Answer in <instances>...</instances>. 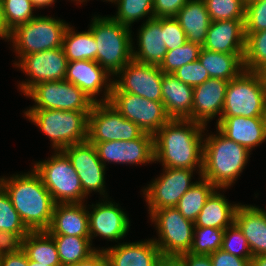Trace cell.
Returning <instances> with one entry per match:
<instances>
[{
  "instance_id": "6da1fadb",
  "label": "cell",
  "mask_w": 266,
  "mask_h": 266,
  "mask_svg": "<svg viewBox=\"0 0 266 266\" xmlns=\"http://www.w3.org/2000/svg\"><path fill=\"white\" fill-rule=\"evenodd\" d=\"M205 128L189 119H170L154 134V161L168 168L194 170L198 165L201 176Z\"/></svg>"
},
{
  "instance_id": "7a4b0ae2",
  "label": "cell",
  "mask_w": 266,
  "mask_h": 266,
  "mask_svg": "<svg viewBox=\"0 0 266 266\" xmlns=\"http://www.w3.org/2000/svg\"><path fill=\"white\" fill-rule=\"evenodd\" d=\"M0 185L29 231L48 229L56 203L34 169L31 173L15 175L7 180L0 178Z\"/></svg>"
},
{
  "instance_id": "3957f363",
  "label": "cell",
  "mask_w": 266,
  "mask_h": 266,
  "mask_svg": "<svg viewBox=\"0 0 266 266\" xmlns=\"http://www.w3.org/2000/svg\"><path fill=\"white\" fill-rule=\"evenodd\" d=\"M218 132V135H209L203 140L201 178L224 189L236 181L248 162L250 151Z\"/></svg>"
},
{
  "instance_id": "277c9868",
  "label": "cell",
  "mask_w": 266,
  "mask_h": 266,
  "mask_svg": "<svg viewBox=\"0 0 266 266\" xmlns=\"http://www.w3.org/2000/svg\"><path fill=\"white\" fill-rule=\"evenodd\" d=\"M90 30L98 45L96 62L109 74L118 75L132 59L131 30L112 17H93Z\"/></svg>"
},
{
  "instance_id": "5b68a950",
  "label": "cell",
  "mask_w": 266,
  "mask_h": 266,
  "mask_svg": "<svg viewBox=\"0 0 266 266\" xmlns=\"http://www.w3.org/2000/svg\"><path fill=\"white\" fill-rule=\"evenodd\" d=\"M25 116L39 126L52 141L56 151L87 141L90 112L54 109L27 110Z\"/></svg>"
},
{
  "instance_id": "8992f818",
  "label": "cell",
  "mask_w": 266,
  "mask_h": 266,
  "mask_svg": "<svg viewBox=\"0 0 266 266\" xmlns=\"http://www.w3.org/2000/svg\"><path fill=\"white\" fill-rule=\"evenodd\" d=\"M266 87L259 72L243 70L228 82L220 117H263Z\"/></svg>"
},
{
  "instance_id": "52a82bcc",
  "label": "cell",
  "mask_w": 266,
  "mask_h": 266,
  "mask_svg": "<svg viewBox=\"0 0 266 266\" xmlns=\"http://www.w3.org/2000/svg\"><path fill=\"white\" fill-rule=\"evenodd\" d=\"M33 169L41 177L56 204L82 203L86 197L78 174L62 150L51 156L50 160L37 162Z\"/></svg>"
},
{
  "instance_id": "ba28073f",
  "label": "cell",
  "mask_w": 266,
  "mask_h": 266,
  "mask_svg": "<svg viewBox=\"0 0 266 266\" xmlns=\"http://www.w3.org/2000/svg\"><path fill=\"white\" fill-rule=\"evenodd\" d=\"M68 27L63 20L39 16L29 22L17 26L10 33V39L19 54H27L52 50L62 47L64 33Z\"/></svg>"
},
{
  "instance_id": "9c48e42d",
  "label": "cell",
  "mask_w": 266,
  "mask_h": 266,
  "mask_svg": "<svg viewBox=\"0 0 266 266\" xmlns=\"http://www.w3.org/2000/svg\"><path fill=\"white\" fill-rule=\"evenodd\" d=\"M150 216L160 237V240L153 241L163 256H180L190 251L195 227L193 221L184 218L175 207L154 210Z\"/></svg>"
},
{
  "instance_id": "30bf717a",
  "label": "cell",
  "mask_w": 266,
  "mask_h": 266,
  "mask_svg": "<svg viewBox=\"0 0 266 266\" xmlns=\"http://www.w3.org/2000/svg\"><path fill=\"white\" fill-rule=\"evenodd\" d=\"M143 130L123 117L109 102L94 103L88 115V141H130L139 138Z\"/></svg>"
},
{
  "instance_id": "8fae6325",
  "label": "cell",
  "mask_w": 266,
  "mask_h": 266,
  "mask_svg": "<svg viewBox=\"0 0 266 266\" xmlns=\"http://www.w3.org/2000/svg\"><path fill=\"white\" fill-rule=\"evenodd\" d=\"M25 95L36 103L29 110L90 112L94 104L79 87L66 80L38 83Z\"/></svg>"
},
{
  "instance_id": "7c38bea8",
  "label": "cell",
  "mask_w": 266,
  "mask_h": 266,
  "mask_svg": "<svg viewBox=\"0 0 266 266\" xmlns=\"http://www.w3.org/2000/svg\"><path fill=\"white\" fill-rule=\"evenodd\" d=\"M109 103L143 132L152 135L171 119L163 102L152 101L136 94L111 92Z\"/></svg>"
},
{
  "instance_id": "4fadbf2b",
  "label": "cell",
  "mask_w": 266,
  "mask_h": 266,
  "mask_svg": "<svg viewBox=\"0 0 266 266\" xmlns=\"http://www.w3.org/2000/svg\"><path fill=\"white\" fill-rule=\"evenodd\" d=\"M123 73V74H122ZM120 80H113L111 92L136 94L156 102H162L161 85L163 72L157 65L131 60L119 72Z\"/></svg>"
},
{
  "instance_id": "5bb4252c",
  "label": "cell",
  "mask_w": 266,
  "mask_h": 266,
  "mask_svg": "<svg viewBox=\"0 0 266 266\" xmlns=\"http://www.w3.org/2000/svg\"><path fill=\"white\" fill-rule=\"evenodd\" d=\"M67 64L68 60L62 47L21 57L15 65L30 76V80L20 84L21 91L26 94L38 83L65 80Z\"/></svg>"
},
{
  "instance_id": "9a60e30c",
  "label": "cell",
  "mask_w": 266,
  "mask_h": 266,
  "mask_svg": "<svg viewBox=\"0 0 266 266\" xmlns=\"http://www.w3.org/2000/svg\"><path fill=\"white\" fill-rule=\"evenodd\" d=\"M164 173L153 180L143 193L151 214L154 210L176 207L179 199L196 183H192V169L163 168Z\"/></svg>"
},
{
  "instance_id": "2e32d148",
  "label": "cell",
  "mask_w": 266,
  "mask_h": 266,
  "mask_svg": "<svg viewBox=\"0 0 266 266\" xmlns=\"http://www.w3.org/2000/svg\"><path fill=\"white\" fill-rule=\"evenodd\" d=\"M70 159L73 168L79 176L85 196L90 192L100 191L105 193V167L98 157L94 144L88 140L82 143L70 145L62 150Z\"/></svg>"
},
{
  "instance_id": "e0dca14e",
  "label": "cell",
  "mask_w": 266,
  "mask_h": 266,
  "mask_svg": "<svg viewBox=\"0 0 266 266\" xmlns=\"http://www.w3.org/2000/svg\"><path fill=\"white\" fill-rule=\"evenodd\" d=\"M98 157L106 166V161L128 164L154 162V135L143 133L139 138L130 141H106L92 143Z\"/></svg>"
},
{
  "instance_id": "ac0fdd59",
  "label": "cell",
  "mask_w": 266,
  "mask_h": 266,
  "mask_svg": "<svg viewBox=\"0 0 266 266\" xmlns=\"http://www.w3.org/2000/svg\"><path fill=\"white\" fill-rule=\"evenodd\" d=\"M109 74L96 61H69L65 80L79 87L94 103L109 102L113 81L106 84ZM105 86V98L98 101L94 96Z\"/></svg>"
},
{
  "instance_id": "d6986e66",
  "label": "cell",
  "mask_w": 266,
  "mask_h": 266,
  "mask_svg": "<svg viewBox=\"0 0 266 266\" xmlns=\"http://www.w3.org/2000/svg\"><path fill=\"white\" fill-rule=\"evenodd\" d=\"M228 82L223 79L209 78L204 83L193 87L192 114L188 119L207 126V121L217 114H222Z\"/></svg>"
},
{
  "instance_id": "ffe728a7",
  "label": "cell",
  "mask_w": 266,
  "mask_h": 266,
  "mask_svg": "<svg viewBox=\"0 0 266 266\" xmlns=\"http://www.w3.org/2000/svg\"><path fill=\"white\" fill-rule=\"evenodd\" d=\"M246 45L244 20L212 21L203 49L218 53L244 54Z\"/></svg>"
},
{
  "instance_id": "44dd1931",
  "label": "cell",
  "mask_w": 266,
  "mask_h": 266,
  "mask_svg": "<svg viewBox=\"0 0 266 266\" xmlns=\"http://www.w3.org/2000/svg\"><path fill=\"white\" fill-rule=\"evenodd\" d=\"M94 207L91 213L88 211L90 239L93 235H100L111 241L124 238L130 224L127 215L118 208V205L105 201Z\"/></svg>"
},
{
  "instance_id": "7402d4cb",
  "label": "cell",
  "mask_w": 266,
  "mask_h": 266,
  "mask_svg": "<svg viewBox=\"0 0 266 266\" xmlns=\"http://www.w3.org/2000/svg\"><path fill=\"white\" fill-rule=\"evenodd\" d=\"M103 251L107 266H159L163 256L153 239L119 244Z\"/></svg>"
},
{
  "instance_id": "603a6c76",
  "label": "cell",
  "mask_w": 266,
  "mask_h": 266,
  "mask_svg": "<svg viewBox=\"0 0 266 266\" xmlns=\"http://www.w3.org/2000/svg\"><path fill=\"white\" fill-rule=\"evenodd\" d=\"M217 130L249 151L266 140L263 117H219Z\"/></svg>"
},
{
  "instance_id": "cb8c5ba5",
  "label": "cell",
  "mask_w": 266,
  "mask_h": 266,
  "mask_svg": "<svg viewBox=\"0 0 266 266\" xmlns=\"http://www.w3.org/2000/svg\"><path fill=\"white\" fill-rule=\"evenodd\" d=\"M46 231L50 235L90 237L88 210L82 203H57Z\"/></svg>"
},
{
  "instance_id": "d4e9b609",
  "label": "cell",
  "mask_w": 266,
  "mask_h": 266,
  "mask_svg": "<svg viewBox=\"0 0 266 266\" xmlns=\"http://www.w3.org/2000/svg\"><path fill=\"white\" fill-rule=\"evenodd\" d=\"M234 223L247 239L252 256L266 255V214L256 206L238 205Z\"/></svg>"
},
{
  "instance_id": "484cf974",
  "label": "cell",
  "mask_w": 266,
  "mask_h": 266,
  "mask_svg": "<svg viewBox=\"0 0 266 266\" xmlns=\"http://www.w3.org/2000/svg\"><path fill=\"white\" fill-rule=\"evenodd\" d=\"M162 102L171 119H188L192 114L193 87L180 81L173 74L163 73Z\"/></svg>"
},
{
  "instance_id": "4316f807",
  "label": "cell",
  "mask_w": 266,
  "mask_h": 266,
  "mask_svg": "<svg viewBox=\"0 0 266 266\" xmlns=\"http://www.w3.org/2000/svg\"><path fill=\"white\" fill-rule=\"evenodd\" d=\"M138 33L139 51L132 50L133 60L159 66L167 52L161 28V17L150 19L148 16Z\"/></svg>"
},
{
  "instance_id": "83f0119b",
  "label": "cell",
  "mask_w": 266,
  "mask_h": 266,
  "mask_svg": "<svg viewBox=\"0 0 266 266\" xmlns=\"http://www.w3.org/2000/svg\"><path fill=\"white\" fill-rule=\"evenodd\" d=\"M175 18L184 30L187 41L203 46L212 22L204 0H188Z\"/></svg>"
},
{
  "instance_id": "f1b7e54d",
  "label": "cell",
  "mask_w": 266,
  "mask_h": 266,
  "mask_svg": "<svg viewBox=\"0 0 266 266\" xmlns=\"http://www.w3.org/2000/svg\"><path fill=\"white\" fill-rule=\"evenodd\" d=\"M239 204L231 205L227 199L215 190L206 200L198 214L196 227L226 229L234 223L235 211Z\"/></svg>"
},
{
  "instance_id": "f546056e",
  "label": "cell",
  "mask_w": 266,
  "mask_h": 266,
  "mask_svg": "<svg viewBox=\"0 0 266 266\" xmlns=\"http://www.w3.org/2000/svg\"><path fill=\"white\" fill-rule=\"evenodd\" d=\"M243 58L244 54L218 53L202 48L198 60L210 78L230 81L245 70Z\"/></svg>"
},
{
  "instance_id": "4dcf8cb0",
  "label": "cell",
  "mask_w": 266,
  "mask_h": 266,
  "mask_svg": "<svg viewBox=\"0 0 266 266\" xmlns=\"http://www.w3.org/2000/svg\"><path fill=\"white\" fill-rule=\"evenodd\" d=\"M22 250L29 260L43 265L61 266L55 241L47 231H30L22 239Z\"/></svg>"
},
{
  "instance_id": "1f68e13d",
  "label": "cell",
  "mask_w": 266,
  "mask_h": 266,
  "mask_svg": "<svg viewBox=\"0 0 266 266\" xmlns=\"http://www.w3.org/2000/svg\"><path fill=\"white\" fill-rule=\"evenodd\" d=\"M68 26L63 37L62 48L69 61L92 60L96 61L98 45L90 29L75 33Z\"/></svg>"
},
{
  "instance_id": "d6a6232c",
  "label": "cell",
  "mask_w": 266,
  "mask_h": 266,
  "mask_svg": "<svg viewBox=\"0 0 266 266\" xmlns=\"http://www.w3.org/2000/svg\"><path fill=\"white\" fill-rule=\"evenodd\" d=\"M55 241L61 266L76 264L87 259L97 249L91 248L90 237L51 235Z\"/></svg>"
},
{
  "instance_id": "836d02e7",
  "label": "cell",
  "mask_w": 266,
  "mask_h": 266,
  "mask_svg": "<svg viewBox=\"0 0 266 266\" xmlns=\"http://www.w3.org/2000/svg\"><path fill=\"white\" fill-rule=\"evenodd\" d=\"M216 189L211 182L202 178L179 199L175 208L180 211L184 218L194 222L206 200Z\"/></svg>"
},
{
  "instance_id": "e575fe53",
  "label": "cell",
  "mask_w": 266,
  "mask_h": 266,
  "mask_svg": "<svg viewBox=\"0 0 266 266\" xmlns=\"http://www.w3.org/2000/svg\"><path fill=\"white\" fill-rule=\"evenodd\" d=\"M243 66L252 72H260L266 67V30L250 33L246 37Z\"/></svg>"
},
{
  "instance_id": "d590c367",
  "label": "cell",
  "mask_w": 266,
  "mask_h": 266,
  "mask_svg": "<svg viewBox=\"0 0 266 266\" xmlns=\"http://www.w3.org/2000/svg\"><path fill=\"white\" fill-rule=\"evenodd\" d=\"M118 5L117 15L112 17L126 27L150 14L154 18V0H109Z\"/></svg>"
},
{
  "instance_id": "8d00e7d4",
  "label": "cell",
  "mask_w": 266,
  "mask_h": 266,
  "mask_svg": "<svg viewBox=\"0 0 266 266\" xmlns=\"http://www.w3.org/2000/svg\"><path fill=\"white\" fill-rule=\"evenodd\" d=\"M201 49V45L187 41L183 46L167 51L158 67L163 73L172 74L183 65L197 61Z\"/></svg>"
},
{
  "instance_id": "74e56055",
  "label": "cell",
  "mask_w": 266,
  "mask_h": 266,
  "mask_svg": "<svg viewBox=\"0 0 266 266\" xmlns=\"http://www.w3.org/2000/svg\"><path fill=\"white\" fill-rule=\"evenodd\" d=\"M4 22L11 32L17 26L29 22L36 6L31 0H1Z\"/></svg>"
},
{
  "instance_id": "f35d334b",
  "label": "cell",
  "mask_w": 266,
  "mask_h": 266,
  "mask_svg": "<svg viewBox=\"0 0 266 266\" xmlns=\"http://www.w3.org/2000/svg\"><path fill=\"white\" fill-rule=\"evenodd\" d=\"M224 229L212 227H194L193 243L189 253L210 255L221 249Z\"/></svg>"
},
{
  "instance_id": "ab89813d",
  "label": "cell",
  "mask_w": 266,
  "mask_h": 266,
  "mask_svg": "<svg viewBox=\"0 0 266 266\" xmlns=\"http://www.w3.org/2000/svg\"><path fill=\"white\" fill-rule=\"evenodd\" d=\"M211 21L245 20L244 0H204Z\"/></svg>"
},
{
  "instance_id": "60d3db41",
  "label": "cell",
  "mask_w": 266,
  "mask_h": 266,
  "mask_svg": "<svg viewBox=\"0 0 266 266\" xmlns=\"http://www.w3.org/2000/svg\"><path fill=\"white\" fill-rule=\"evenodd\" d=\"M0 230L18 234L22 239L30 232L18 212L14 209L11 199L0 185Z\"/></svg>"
},
{
  "instance_id": "b9f144b4",
  "label": "cell",
  "mask_w": 266,
  "mask_h": 266,
  "mask_svg": "<svg viewBox=\"0 0 266 266\" xmlns=\"http://www.w3.org/2000/svg\"><path fill=\"white\" fill-rule=\"evenodd\" d=\"M221 249L232 255L249 259L250 261L253 257L247 239L235 223L224 230Z\"/></svg>"
},
{
  "instance_id": "7bdbcfd3",
  "label": "cell",
  "mask_w": 266,
  "mask_h": 266,
  "mask_svg": "<svg viewBox=\"0 0 266 266\" xmlns=\"http://www.w3.org/2000/svg\"><path fill=\"white\" fill-rule=\"evenodd\" d=\"M245 36L266 30V0H251L245 9Z\"/></svg>"
},
{
  "instance_id": "ee69618b",
  "label": "cell",
  "mask_w": 266,
  "mask_h": 266,
  "mask_svg": "<svg viewBox=\"0 0 266 266\" xmlns=\"http://www.w3.org/2000/svg\"><path fill=\"white\" fill-rule=\"evenodd\" d=\"M161 28L167 51L183 46L187 42L185 32L175 17H161Z\"/></svg>"
},
{
  "instance_id": "f6af8a7d",
  "label": "cell",
  "mask_w": 266,
  "mask_h": 266,
  "mask_svg": "<svg viewBox=\"0 0 266 266\" xmlns=\"http://www.w3.org/2000/svg\"><path fill=\"white\" fill-rule=\"evenodd\" d=\"M183 83L195 87L208 80V71L201 65L199 60L183 65L172 73Z\"/></svg>"
},
{
  "instance_id": "bcb514c9",
  "label": "cell",
  "mask_w": 266,
  "mask_h": 266,
  "mask_svg": "<svg viewBox=\"0 0 266 266\" xmlns=\"http://www.w3.org/2000/svg\"><path fill=\"white\" fill-rule=\"evenodd\" d=\"M188 0H154V17H175Z\"/></svg>"
},
{
  "instance_id": "7dc6e473",
  "label": "cell",
  "mask_w": 266,
  "mask_h": 266,
  "mask_svg": "<svg viewBox=\"0 0 266 266\" xmlns=\"http://www.w3.org/2000/svg\"><path fill=\"white\" fill-rule=\"evenodd\" d=\"M209 256L212 266H251L249 259L232 255L222 249L212 252Z\"/></svg>"
},
{
  "instance_id": "c3c4849f",
  "label": "cell",
  "mask_w": 266,
  "mask_h": 266,
  "mask_svg": "<svg viewBox=\"0 0 266 266\" xmlns=\"http://www.w3.org/2000/svg\"><path fill=\"white\" fill-rule=\"evenodd\" d=\"M22 249V238L12 232L0 230V255L17 253Z\"/></svg>"
},
{
  "instance_id": "681fc988",
  "label": "cell",
  "mask_w": 266,
  "mask_h": 266,
  "mask_svg": "<svg viewBox=\"0 0 266 266\" xmlns=\"http://www.w3.org/2000/svg\"><path fill=\"white\" fill-rule=\"evenodd\" d=\"M1 266H28V257L21 249L17 253L2 255Z\"/></svg>"
},
{
  "instance_id": "f907efd6",
  "label": "cell",
  "mask_w": 266,
  "mask_h": 266,
  "mask_svg": "<svg viewBox=\"0 0 266 266\" xmlns=\"http://www.w3.org/2000/svg\"><path fill=\"white\" fill-rule=\"evenodd\" d=\"M67 266H107V259L102 249L97 250L91 256L81 262Z\"/></svg>"
},
{
  "instance_id": "816d5d0a",
  "label": "cell",
  "mask_w": 266,
  "mask_h": 266,
  "mask_svg": "<svg viewBox=\"0 0 266 266\" xmlns=\"http://www.w3.org/2000/svg\"><path fill=\"white\" fill-rule=\"evenodd\" d=\"M188 266H212L209 255L184 253L180 255Z\"/></svg>"
},
{
  "instance_id": "f5cc1de1",
  "label": "cell",
  "mask_w": 266,
  "mask_h": 266,
  "mask_svg": "<svg viewBox=\"0 0 266 266\" xmlns=\"http://www.w3.org/2000/svg\"><path fill=\"white\" fill-rule=\"evenodd\" d=\"M159 266H188L181 256H162Z\"/></svg>"
},
{
  "instance_id": "db71d44e",
  "label": "cell",
  "mask_w": 266,
  "mask_h": 266,
  "mask_svg": "<svg viewBox=\"0 0 266 266\" xmlns=\"http://www.w3.org/2000/svg\"><path fill=\"white\" fill-rule=\"evenodd\" d=\"M10 33L11 32L7 29V26L4 22L2 4H1V0H0V37L3 39L4 38L10 39Z\"/></svg>"
},
{
  "instance_id": "11a10c76",
  "label": "cell",
  "mask_w": 266,
  "mask_h": 266,
  "mask_svg": "<svg viewBox=\"0 0 266 266\" xmlns=\"http://www.w3.org/2000/svg\"><path fill=\"white\" fill-rule=\"evenodd\" d=\"M251 266H266V255L252 257Z\"/></svg>"
},
{
  "instance_id": "9f6ffc18",
  "label": "cell",
  "mask_w": 266,
  "mask_h": 266,
  "mask_svg": "<svg viewBox=\"0 0 266 266\" xmlns=\"http://www.w3.org/2000/svg\"><path fill=\"white\" fill-rule=\"evenodd\" d=\"M37 8H42L51 5L54 0H31Z\"/></svg>"
},
{
  "instance_id": "6f0895ef",
  "label": "cell",
  "mask_w": 266,
  "mask_h": 266,
  "mask_svg": "<svg viewBox=\"0 0 266 266\" xmlns=\"http://www.w3.org/2000/svg\"><path fill=\"white\" fill-rule=\"evenodd\" d=\"M28 266H49V265H43V264H40L39 262L28 259Z\"/></svg>"
},
{
  "instance_id": "680465c9",
  "label": "cell",
  "mask_w": 266,
  "mask_h": 266,
  "mask_svg": "<svg viewBox=\"0 0 266 266\" xmlns=\"http://www.w3.org/2000/svg\"><path fill=\"white\" fill-rule=\"evenodd\" d=\"M259 73L261 74L262 79H263V81H264V85H265V87H266V67L263 68Z\"/></svg>"
},
{
  "instance_id": "91938a15",
  "label": "cell",
  "mask_w": 266,
  "mask_h": 266,
  "mask_svg": "<svg viewBox=\"0 0 266 266\" xmlns=\"http://www.w3.org/2000/svg\"><path fill=\"white\" fill-rule=\"evenodd\" d=\"M263 121H264V126H265V131H266V103H265L264 112H263Z\"/></svg>"
},
{
  "instance_id": "94428289",
  "label": "cell",
  "mask_w": 266,
  "mask_h": 266,
  "mask_svg": "<svg viewBox=\"0 0 266 266\" xmlns=\"http://www.w3.org/2000/svg\"><path fill=\"white\" fill-rule=\"evenodd\" d=\"M1 261H2V255H0V266H1Z\"/></svg>"
}]
</instances>
